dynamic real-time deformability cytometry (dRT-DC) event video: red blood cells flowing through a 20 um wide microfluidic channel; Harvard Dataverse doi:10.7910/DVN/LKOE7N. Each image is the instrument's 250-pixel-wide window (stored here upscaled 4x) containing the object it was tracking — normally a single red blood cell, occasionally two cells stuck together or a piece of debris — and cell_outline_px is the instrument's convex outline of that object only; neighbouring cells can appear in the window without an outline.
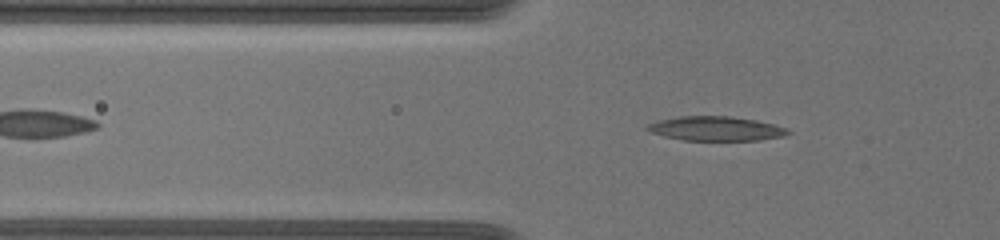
{"species": "common noctule bat (a hibernating species)", "species_latin": "Nyctalus noctula", "temperature_condition": "warm", "stored_images_in_passage": 41, "camera_frame_rate_fps": 3000, "um_per_image_px": 0.085, "animal": {"sex": "female", "body_mass_g": 19.5, "forearm_length_mm": 54.1}, "frame": {"image": 1, "passage_image": 14, "time_ms": 5.0, "image_size_px": [1000, 240], "cell_outline_px": [[792, 132], [784, 136], [760, 140], [684, 140], [664, 136], [652, 132], [644, 128], [648, 124], [660, 120], [680, 116], [728, 116], [756, 120], [788, 128]], "centroid_in_image_um": [60.88, 10.93], "position_along_channel_um": 64.9, "area_um2": 19.83}}
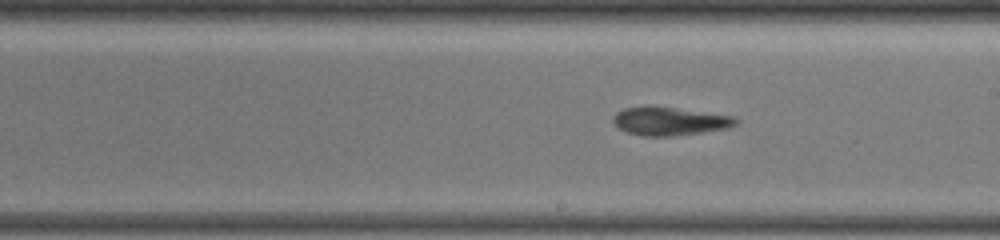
{"frame": {"image": 2, "passage_image": 27, "time_ms": 10.0, "image_size_px": [1000, 240], "cell_outline_px": [[740, 120], [736, 124], [728, 128], [676, 136], [640, 136], [628, 132], [620, 128], [612, 120], [612, 116], [616, 112], [624, 108], [672, 108], [732, 116]], "centroid_in_image_um": [56.93, 10.33], "position_along_channel_um": 232.1, "area_um2": 19.59}}
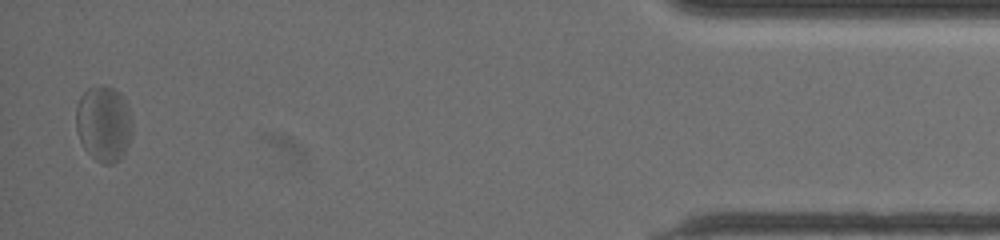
{"frame": {"image": 3, "passage_image": 41, "time_ms": 17.333, "image_size_px": [1000, 240], "cell_outline_px": [[132, 132], [128, 144], [120, 160], [112, 164], [104, 164], [96, 160], [84, 148], [80, 140], [76, 128], [76, 108], [80, 96], [88, 88], [104, 84], [120, 92], [128, 108], [132, 120]], "centroid_in_image_um": [8.81, 10.5], "position_along_channel_um": 426.4, "area_um2": 24.91}, "authors_computed_cell_mechanics": {"area_um2": 20.7502, "velocity_mm_per_s": 3.5505, "shape_relaxation_time_tau1_ms": null, "shape_relaxation_time_tau2_ms": 1.3693, "deformation_change_tau1": null, "deformation_change_tau2": 0.0784}}